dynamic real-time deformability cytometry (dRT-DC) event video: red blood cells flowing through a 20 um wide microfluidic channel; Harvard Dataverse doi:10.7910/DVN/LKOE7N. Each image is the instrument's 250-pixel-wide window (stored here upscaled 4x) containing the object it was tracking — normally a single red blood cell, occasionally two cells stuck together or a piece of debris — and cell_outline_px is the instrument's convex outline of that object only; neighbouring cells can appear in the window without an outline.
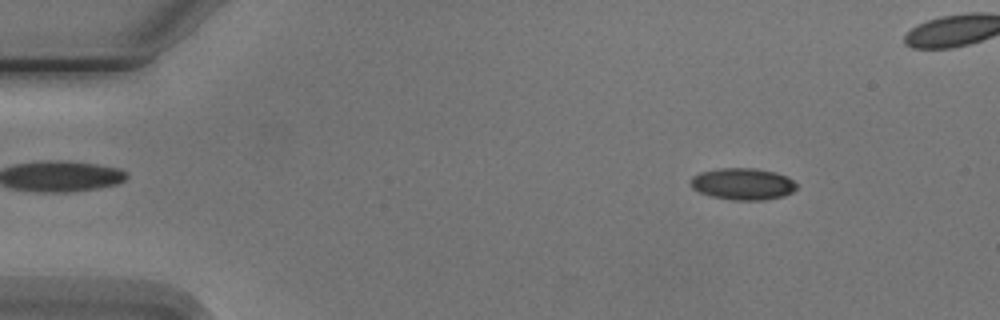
{"species": "Egyptian fruit bat (a non-hibernating species)", "species_latin": "Rousettus aegyptiacus", "temperature_condition": "cold", "stored_images_in_passage": 4, "camera_frame_rate_fps": 3000, "um_per_image_px": 0.085, "animal": {"sex": "male"}, "frame": {"image": 1, "passage_image": 1, "time_ms": 0.0, "image_size_px": [1000, 320], "cell_outline_px": [[796, 188], [792, 192], [784, 196], [764, 200], [732, 200], [712, 196], [700, 192], [692, 188], [688, 184], [688, 180], [692, 176], [700, 172], [716, 168], [752, 168], [776, 172], [788, 176], [796, 184]], "centroid_in_image_um": [63.1, 15.63], "position_along_channel_um": 21.9, "area_um2": 19.83}}